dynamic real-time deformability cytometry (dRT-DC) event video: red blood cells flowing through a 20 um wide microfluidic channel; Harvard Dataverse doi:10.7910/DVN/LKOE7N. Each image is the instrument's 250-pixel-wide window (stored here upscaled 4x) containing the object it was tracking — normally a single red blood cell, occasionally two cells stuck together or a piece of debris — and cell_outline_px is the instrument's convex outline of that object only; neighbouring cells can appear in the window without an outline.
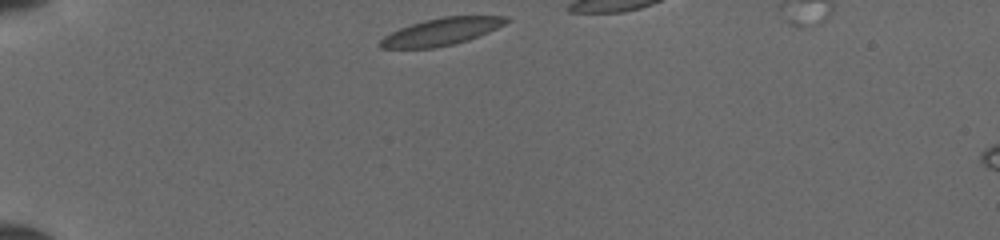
{"species": "common noctule bat (a hibernating species)", "species_latin": "Nyctalus noctula", "temperature_condition": "cold", "stored_images_in_passage": 32, "camera_frame_rate_fps": 3000, "um_per_image_px": 0.085, "animal": {"sex": "female", "body_mass_g": 19.5, "forearm_length_mm": 54.1}, "frame": {"image": 1, "passage_image": 1, "time_ms": 0.0, "image_size_px": [1000, 240], "cell_outline_px": [[512, 20], [488, 32], [468, 40], [452, 44], [432, 48], [380, 48], [380, 40], [384, 36], [400, 28], [424, 20], [440, 16], [508, 16]], "centroid_in_image_um": [37.54, 2.68], "position_along_channel_um": 47.5, "area_um2": 19.83}}
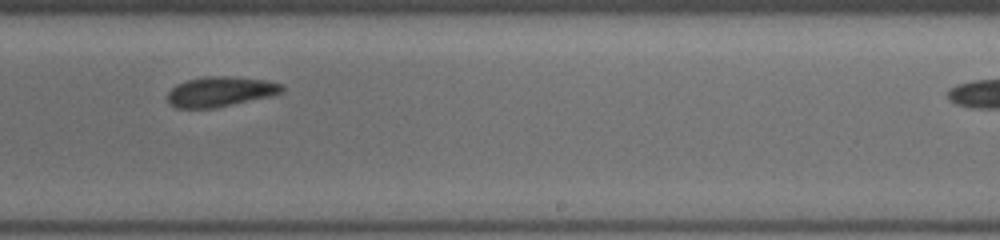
{"frame": {"image": 2, "passage_image": 20, "time_ms": 6.333, "image_size_px": [1000, 240], "cell_outline_px": [[284, 92], [268, 96], [232, 104], [212, 108], [176, 108], [168, 104], [168, 92], [176, 84], [188, 80], [204, 76], [232, 76], [268, 80], [284, 84]], "centroid_in_image_um": [18.73, 7.77], "position_along_channel_um": 270.3, "area_um2": 20.06}}
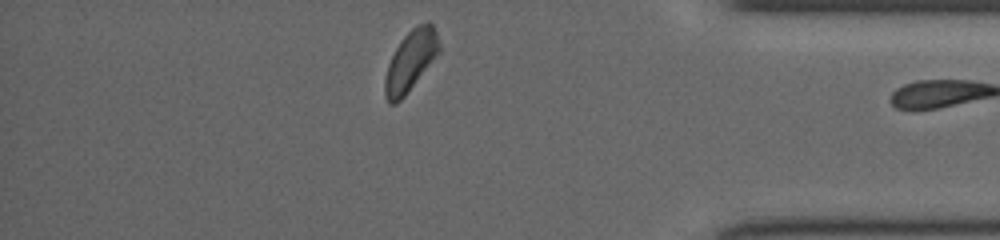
{"frame": {"image": 3, "passage_image": 31, "time_ms": 10.0, "image_size_px": [1000, 240], "cell_outline_px": [[440, 52], [404, 96], [396, 104], [388, 104], [384, 96], [384, 80], [388, 64], [400, 40], [416, 24], [428, 20], [432, 24], [436, 32], [440, 44]], "centroid_in_image_um": [34.89, 5.16], "position_along_channel_um": 400.3, "area_um2": 19.19}}